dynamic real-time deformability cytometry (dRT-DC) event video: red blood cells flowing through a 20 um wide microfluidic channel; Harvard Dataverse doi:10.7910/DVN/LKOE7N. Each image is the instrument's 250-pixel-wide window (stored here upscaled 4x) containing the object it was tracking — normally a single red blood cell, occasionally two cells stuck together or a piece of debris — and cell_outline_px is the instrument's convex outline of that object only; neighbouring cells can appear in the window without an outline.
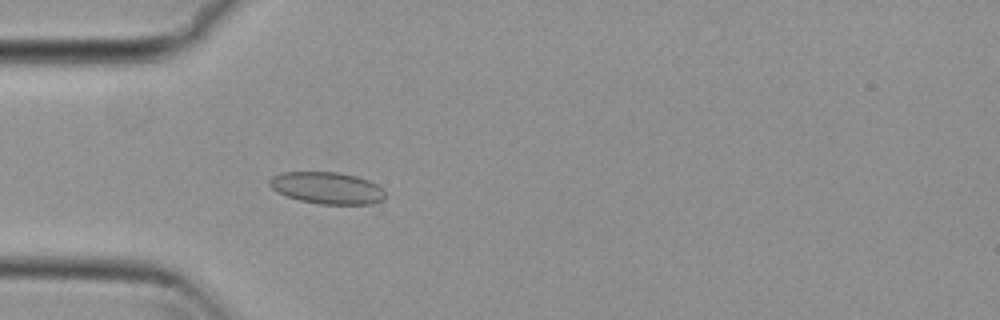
{"species": "common noctule bat (a hibernating species)", "species_latin": "Nyctalus noctula", "temperature_condition": "cold", "stored_images_in_passage": 55, "camera_frame_rate_fps": 3000, "um_per_image_px": 0.085, "animal": {"sex": "female", "body_mass_g": 29.2, "forearm_length_mm": 56.3}, "frame": {"image": 1, "passage_image": 16, "time_ms": 5.0, "image_size_px": [1000, 320], "cell_outline_px": [[384, 200], [372, 204], [320, 204], [300, 200], [276, 192], [268, 184], [268, 180], [272, 176], [280, 172], [336, 172], [356, 176], [368, 180], [376, 184], [384, 192]], "centroid_in_image_um": [27.77, 15.97], "position_along_channel_um": 57.2, "area_um2": 21.44}}
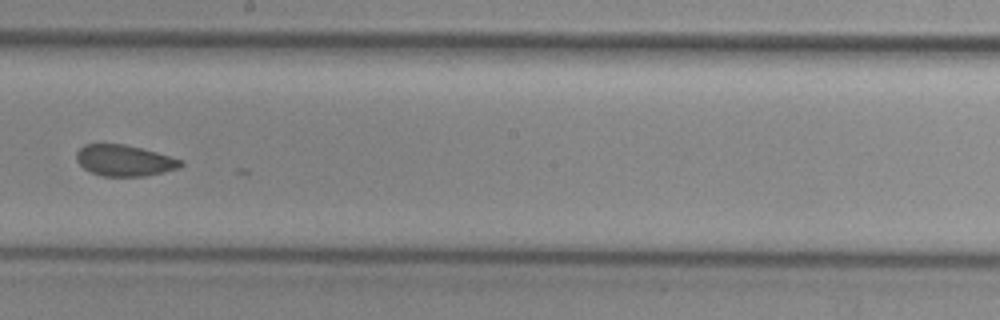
{"frame": {"image": 2, "passage_image": 31, "time_ms": 10.0, "image_size_px": [1000, 320], "cell_outline_px": [[184, 164], [180, 168], [164, 172], [144, 176], [100, 176], [84, 168], [76, 160], [76, 152], [84, 144], [124, 144], [156, 152], [184, 160]], "centroid_in_image_um": [10.59, 13.64], "position_along_channel_um": 237.6, "area_um2": 18.96}}
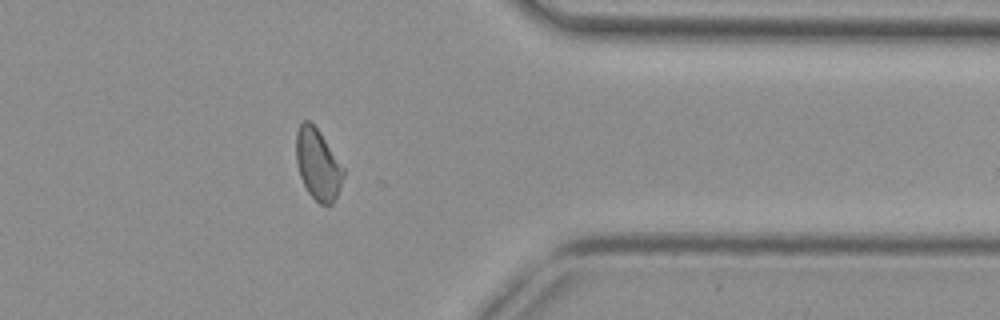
{"frame": {"image": 3, "passage_image": 44, "time_ms": 14.333, "image_size_px": [1000, 320], "cell_outline_px": [[344, 176], [340, 188], [332, 204], [320, 204], [308, 192], [300, 176], [296, 160], [296, 132], [300, 124], [304, 120], [308, 120], [320, 132], [344, 168]], "centroid_in_image_um": [27.01, 13.97], "position_along_channel_um": 384.4, "area_um2": 19.31}, "authors_computed_cell_mechanics": {"area_um2": 20.2878, "velocity_mm_per_s": 3.7111, "shape_relaxation_time_tau1_ms": null, "shape_relaxation_time_tau2_ms": 2.1978, "deformation_change_tau1": null, "deformation_change_tau2": 0.0648}}